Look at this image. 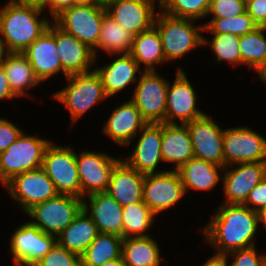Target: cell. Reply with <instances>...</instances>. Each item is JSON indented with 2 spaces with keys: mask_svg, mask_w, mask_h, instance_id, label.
I'll use <instances>...</instances> for the list:
<instances>
[{
  "mask_svg": "<svg viewBox=\"0 0 266 266\" xmlns=\"http://www.w3.org/2000/svg\"><path fill=\"white\" fill-rule=\"evenodd\" d=\"M259 225L257 212L244 205L223 204L203 230L217 253L253 247V237Z\"/></svg>",
  "mask_w": 266,
  "mask_h": 266,
  "instance_id": "obj_1",
  "label": "cell"
},
{
  "mask_svg": "<svg viewBox=\"0 0 266 266\" xmlns=\"http://www.w3.org/2000/svg\"><path fill=\"white\" fill-rule=\"evenodd\" d=\"M42 10L39 4L20 0H10L0 10V33L8 52H23L48 29L46 19H37Z\"/></svg>",
  "mask_w": 266,
  "mask_h": 266,
  "instance_id": "obj_2",
  "label": "cell"
},
{
  "mask_svg": "<svg viewBox=\"0 0 266 266\" xmlns=\"http://www.w3.org/2000/svg\"><path fill=\"white\" fill-rule=\"evenodd\" d=\"M158 14L154 26L159 31L166 61L184 56L193 48L207 44V39L199 33L204 26L195 27L192 24L195 20L174 17L164 12Z\"/></svg>",
  "mask_w": 266,
  "mask_h": 266,
  "instance_id": "obj_3",
  "label": "cell"
},
{
  "mask_svg": "<svg viewBox=\"0 0 266 266\" xmlns=\"http://www.w3.org/2000/svg\"><path fill=\"white\" fill-rule=\"evenodd\" d=\"M106 14L105 7L98 4L73 5L62 10L54 19L59 28L86 44L96 57L95 48L100 39L102 20Z\"/></svg>",
  "mask_w": 266,
  "mask_h": 266,
  "instance_id": "obj_4",
  "label": "cell"
},
{
  "mask_svg": "<svg viewBox=\"0 0 266 266\" xmlns=\"http://www.w3.org/2000/svg\"><path fill=\"white\" fill-rule=\"evenodd\" d=\"M50 141L23 132L18 139L0 153V181L6 184L14 176L41 168Z\"/></svg>",
  "mask_w": 266,
  "mask_h": 266,
  "instance_id": "obj_5",
  "label": "cell"
},
{
  "mask_svg": "<svg viewBox=\"0 0 266 266\" xmlns=\"http://www.w3.org/2000/svg\"><path fill=\"white\" fill-rule=\"evenodd\" d=\"M84 199L67 194H58L38 203L26 213L37 220L31 222L46 234L56 235L68 227L83 209Z\"/></svg>",
  "mask_w": 266,
  "mask_h": 266,
  "instance_id": "obj_6",
  "label": "cell"
},
{
  "mask_svg": "<svg viewBox=\"0 0 266 266\" xmlns=\"http://www.w3.org/2000/svg\"><path fill=\"white\" fill-rule=\"evenodd\" d=\"M66 78L69 86L58 91L54 97L67 106L72 122L77 121L90 107L107 97L100 76L95 70Z\"/></svg>",
  "mask_w": 266,
  "mask_h": 266,
  "instance_id": "obj_7",
  "label": "cell"
},
{
  "mask_svg": "<svg viewBox=\"0 0 266 266\" xmlns=\"http://www.w3.org/2000/svg\"><path fill=\"white\" fill-rule=\"evenodd\" d=\"M41 168L54 183L59 194L81 198L76 152L52 143L46 148Z\"/></svg>",
  "mask_w": 266,
  "mask_h": 266,
  "instance_id": "obj_8",
  "label": "cell"
},
{
  "mask_svg": "<svg viewBox=\"0 0 266 266\" xmlns=\"http://www.w3.org/2000/svg\"><path fill=\"white\" fill-rule=\"evenodd\" d=\"M168 86L156 71L141 74L131 101L147 124L166 123Z\"/></svg>",
  "mask_w": 266,
  "mask_h": 266,
  "instance_id": "obj_9",
  "label": "cell"
},
{
  "mask_svg": "<svg viewBox=\"0 0 266 266\" xmlns=\"http://www.w3.org/2000/svg\"><path fill=\"white\" fill-rule=\"evenodd\" d=\"M54 235L46 234L31 222L22 224L11 236V253L16 266H34L56 245Z\"/></svg>",
  "mask_w": 266,
  "mask_h": 266,
  "instance_id": "obj_10",
  "label": "cell"
},
{
  "mask_svg": "<svg viewBox=\"0 0 266 266\" xmlns=\"http://www.w3.org/2000/svg\"><path fill=\"white\" fill-rule=\"evenodd\" d=\"M224 168L234 163L266 161V139L244 127L224 130Z\"/></svg>",
  "mask_w": 266,
  "mask_h": 266,
  "instance_id": "obj_11",
  "label": "cell"
},
{
  "mask_svg": "<svg viewBox=\"0 0 266 266\" xmlns=\"http://www.w3.org/2000/svg\"><path fill=\"white\" fill-rule=\"evenodd\" d=\"M185 194L177 170L145 174L143 202L156 215L176 204Z\"/></svg>",
  "mask_w": 266,
  "mask_h": 266,
  "instance_id": "obj_12",
  "label": "cell"
},
{
  "mask_svg": "<svg viewBox=\"0 0 266 266\" xmlns=\"http://www.w3.org/2000/svg\"><path fill=\"white\" fill-rule=\"evenodd\" d=\"M14 199L18 200L25 213L34 205L56 197L54 183L42 168L23 172L5 184Z\"/></svg>",
  "mask_w": 266,
  "mask_h": 266,
  "instance_id": "obj_13",
  "label": "cell"
},
{
  "mask_svg": "<svg viewBox=\"0 0 266 266\" xmlns=\"http://www.w3.org/2000/svg\"><path fill=\"white\" fill-rule=\"evenodd\" d=\"M194 157L224 167V131L206 114L186 123Z\"/></svg>",
  "mask_w": 266,
  "mask_h": 266,
  "instance_id": "obj_14",
  "label": "cell"
},
{
  "mask_svg": "<svg viewBox=\"0 0 266 266\" xmlns=\"http://www.w3.org/2000/svg\"><path fill=\"white\" fill-rule=\"evenodd\" d=\"M119 161L106 154L90 151L82 152L79 156L76 154L81 198L88 194L106 191L112 170Z\"/></svg>",
  "mask_w": 266,
  "mask_h": 266,
  "instance_id": "obj_15",
  "label": "cell"
},
{
  "mask_svg": "<svg viewBox=\"0 0 266 266\" xmlns=\"http://www.w3.org/2000/svg\"><path fill=\"white\" fill-rule=\"evenodd\" d=\"M106 13L134 36L154 26V0H115L105 7Z\"/></svg>",
  "mask_w": 266,
  "mask_h": 266,
  "instance_id": "obj_16",
  "label": "cell"
},
{
  "mask_svg": "<svg viewBox=\"0 0 266 266\" xmlns=\"http://www.w3.org/2000/svg\"><path fill=\"white\" fill-rule=\"evenodd\" d=\"M237 169L226 171L224 177L225 204L243 205L254 187L266 177V161L239 163Z\"/></svg>",
  "mask_w": 266,
  "mask_h": 266,
  "instance_id": "obj_17",
  "label": "cell"
},
{
  "mask_svg": "<svg viewBox=\"0 0 266 266\" xmlns=\"http://www.w3.org/2000/svg\"><path fill=\"white\" fill-rule=\"evenodd\" d=\"M34 69L39 81L63 71L55 40V23L22 52Z\"/></svg>",
  "mask_w": 266,
  "mask_h": 266,
  "instance_id": "obj_18",
  "label": "cell"
},
{
  "mask_svg": "<svg viewBox=\"0 0 266 266\" xmlns=\"http://www.w3.org/2000/svg\"><path fill=\"white\" fill-rule=\"evenodd\" d=\"M176 79L171 86L169 83L167 91L166 123H176V116L182 124H186L204 115L196 108V94L187 80L184 71L177 68Z\"/></svg>",
  "mask_w": 266,
  "mask_h": 266,
  "instance_id": "obj_19",
  "label": "cell"
},
{
  "mask_svg": "<svg viewBox=\"0 0 266 266\" xmlns=\"http://www.w3.org/2000/svg\"><path fill=\"white\" fill-rule=\"evenodd\" d=\"M145 174L120 160L112 170L106 192L122 207L143 201Z\"/></svg>",
  "mask_w": 266,
  "mask_h": 266,
  "instance_id": "obj_20",
  "label": "cell"
},
{
  "mask_svg": "<svg viewBox=\"0 0 266 266\" xmlns=\"http://www.w3.org/2000/svg\"><path fill=\"white\" fill-rule=\"evenodd\" d=\"M55 40L65 76L89 72L95 62L93 50L55 24Z\"/></svg>",
  "mask_w": 266,
  "mask_h": 266,
  "instance_id": "obj_21",
  "label": "cell"
},
{
  "mask_svg": "<svg viewBox=\"0 0 266 266\" xmlns=\"http://www.w3.org/2000/svg\"><path fill=\"white\" fill-rule=\"evenodd\" d=\"M141 131L142 135L132 155L125 162L140 173H154L159 161H163L161 154L162 123L147 124Z\"/></svg>",
  "mask_w": 266,
  "mask_h": 266,
  "instance_id": "obj_22",
  "label": "cell"
},
{
  "mask_svg": "<svg viewBox=\"0 0 266 266\" xmlns=\"http://www.w3.org/2000/svg\"><path fill=\"white\" fill-rule=\"evenodd\" d=\"M147 123L143 120L140 111L129 100L115 108L104 126V133L121 145H129L137 134V129L142 130Z\"/></svg>",
  "mask_w": 266,
  "mask_h": 266,
  "instance_id": "obj_23",
  "label": "cell"
},
{
  "mask_svg": "<svg viewBox=\"0 0 266 266\" xmlns=\"http://www.w3.org/2000/svg\"><path fill=\"white\" fill-rule=\"evenodd\" d=\"M90 217L100 233L123 237V207L106 191L88 195Z\"/></svg>",
  "mask_w": 266,
  "mask_h": 266,
  "instance_id": "obj_24",
  "label": "cell"
},
{
  "mask_svg": "<svg viewBox=\"0 0 266 266\" xmlns=\"http://www.w3.org/2000/svg\"><path fill=\"white\" fill-rule=\"evenodd\" d=\"M161 154L164 162H176L175 170L194 157L187 124L162 123Z\"/></svg>",
  "mask_w": 266,
  "mask_h": 266,
  "instance_id": "obj_25",
  "label": "cell"
},
{
  "mask_svg": "<svg viewBox=\"0 0 266 266\" xmlns=\"http://www.w3.org/2000/svg\"><path fill=\"white\" fill-rule=\"evenodd\" d=\"M87 202L83 201V209L57 237V243L68 251L81 256L87 247L100 234L98 227L88 216Z\"/></svg>",
  "mask_w": 266,
  "mask_h": 266,
  "instance_id": "obj_26",
  "label": "cell"
},
{
  "mask_svg": "<svg viewBox=\"0 0 266 266\" xmlns=\"http://www.w3.org/2000/svg\"><path fill=\"white\" fill-rule=\"evenodd\" d=\"M139 68L131 54L123 53L108 66L97 68L95 71L100 76L106 96L110 97L124 89L130 82H135Z\"/></svg>",
  "mask_w": 266,
  "mask_h": 266,
  "instance_id": "obj_27",
  "label": "cell"
},
{
  "mask_svg": "<svg viewBox=\"0 0 266 266\" xmlns=\"http://www.w3.org/2000/svg\"><path fill=\"white\" fill-rule=\"evenodd\" d=\"M224 167L214 163L193 157L182 165L177 171L184 186L185 193L187 188L198 190H211L219 181L218 170Z\"/></svg>",
  "mask_w": 266,
  "mask_h": 266,
  "instance_id": "obj_28",
  "label": "cell"
},
{
  "mask_svg": "<svg viewBox=\"0 0 266 266\" xmlns=\"http://www.w3.org/2000/svg\"><path fill=\"white\" fill-rule=\"evenodd\" d=\"M2 64L10 88L16 96H24L26 87L31 88L40 83L28 58L22 52H8Z\"/></svg>",
  "mask_w": 266,
  "mask_h": 266,
  "instance_id": "obj_29",
  "label": "cell"
},
{
  "mask_svg": "<svg viewBox=\"0 0 266 266\" xmlns=\"http://www.w3.org/2000/svg\"><path fill=\"white\" fill-rule=\"evenodd\" d=\"M138 63H144L146 72L155 71L154 64L166 62L159 31L155 26L134 36L130 53Z\"/></svg>",
  "mask_w": 266,
  "mask_h": 266,
  "instance_id": "obj_30",
  "label": "cell"
},
{
  "mask_svg": "<svg viewBox=\"0 0 266 266\" xmlns=\"http://www.w3.org/2000/svg\"><path fill=\"white\" fill-rule=\"evenodd\" d=\"M122 258L126 266H159V247L151 237L123 238Z\"/></svg>",
  "mask_w": 266,
  "mask_h": 266,
  "instance_id": "obj_31",
  "label": "cell"
},
{
  "mask_svg": "<svg viewBox=\"0 0 266 266\" xmlns=\"http://www.w3.org/2000/svg\"><path fill=\"white\" fill-rule=\"evenodd\" d=\"M123 237L100 233L80 256L81 266H102L122 257Z\"/></svg>",
  "mask_w": 266,
  "mask_h": 266,
  "instance_id": "obj_32",
  "label": "cell"
},
{
  "mask_svg": "<svg viewBox=\"0 0 266 266\" xmlns=\"http://www.w3.org/2000/svg\"><path fill=\"white\" fill-rule=\"evenodd\" d=\"M134 35L123 29L107 14L103 17L100 39L97 48L110 54H130L133 47Z\"/></svg>",
  "mask_w": 266,
  "mask_h": 266,
  "instance_id": "obj_33",
  "label": "cell"
},
{
  "mask_svg": "<svg viewBox=\"0 0 266 266\" xmlns=\"http://www.w3.org/2000/svg\"><path fill=\"white\" fill-rule=\"evenodd\" d=\"M154 217L155 214L143 201L124 206L123 238L149 236L144 232L150 228Z\"/></svg>",
  "mask_w": 266,
  "mask_h": 266,
  "instance_id": "obj_34",
  "label": "cell"
},
{
  "mask_svg": "<svg viewBox=\"0 0 266 266\" xmlns=\"http://www.w3.org/2000/svg\"><path fill=\"white\" fill-rule=\"evenodd\" d=\"M266 27H258L254 31L240 36L241 64H247L258 71L266 61Z\"/></svg>",
  "mask_w": 266,
  "mask_h": 266,
  "instance_id": "obj_35",
  "label": "cell"
},
{
  "mask_svg": "<svg viewBox=\"0 0 266 266\" xmlns=\"http://www.w3.org/2000/svg\"><path fill=\"white\" fill-rule=\"evenodd\" d=\"M211 0H158L159 8L166 14L188 19H201L207 16Z\"/></svg>",
  "mask_w": 266,
  "mask_h": 266,
  "instance_id": "obj_36",
  "label": "cell"
},
{
  "mask_svg": "<svg viewBox=\"0 0 266 266\" xmlns=\"http://www.w3.org/2000/svg\"><path fill=\"white\" fill-rule=\"evenodd\" d=\"M258 28V25L245 11L243 14L232 18H213L204 26V30L213 34H234L243 36Z\"/></svg>",
  "mask_w": 266,
  "mask_h": 266,
  "instance_id": "obj_37",
  "label": "cell"
},
{
  "mask_svg": "<svg viewBox=\"0 0 266 266\" xmlns=\"http://www.w3.org/2000/svg\"><path fill=\"white\" fill-rule=\"evenodd\" d=\"M240 36L234 34H215L211 48L217 56V61L226 60L229 63L240 64Z\"/></svg>",
  "mask_w": 266,
  "mask_h": 266,
  "instance_id": "obj_38",
  "label": "cell"
},
{
  "mask_svg": "<svg viewBox=\"0 0 266 266\" xmlns=\"http://www.w3.org/2000/svg\"><path fill=\"white\" fill-rule=\"evenodd\" d=\"M34 266H81L80 256L58 243Z\"/></svg>",
  "mask_w": 266,
  "mask_h": 266,
  "instance_id": "obj_39",
  "label": "cell"
},
{
  "mask_svg": "<svg viewBox=\"0 0 266 266\" xmlns=\"http://www.w3.org/2000/svg\"><path fill=\"white\" fill-rule=\"evenodd\" d=\"M245 11L244 0H211L207 15L213 14V18H232Z\"/></svg>",
  "mask_w": 266,
  "mask_h": 266,
  "instance_id": "obj_40",
  "label": "cell"
},
{
  "mask_svg": "<svg viewBox=\"0 0 266 266\" xmlns=\"http://www.w3.org/2000/svg\"><path fill=\"white\" fill-rule=\"evenodd\" d=\"M255 249V246H253L228 253L230 256L236 255L230 266H264L266 264V255L258 256Z\"/></svg>",
  "mask_w": 266,
  "mask_h": 266,
  "instance_id": "obj_41",
  "label": "cell"
},
{
  "mask_svg": "<svg viewBox=\"0 0 266 266\" xmlns=\"http://www.w3.org/2000/svg\"><path fill=\"white\" fill-rule=\"evenodd\" d=\"M22 134L11 122L0 118V153L10 147Z\"/></svg>",
  "mask_w": 266,
  "mask_h": 266,
  "instance_id": "obj_42",
  "label": "cell"
},
{
  "mask_svg": "<svg viewBox=\"0 0 266 266\" xmlns=\"http://www.w3.org/2000/svg\"><path fill=\"white\" fill-rule=\"evenodd\" d=\"M251 203L255 206L249 207ZM243 205L251 208L256 212L259 209L266 207V177L254 187Z\"/></svg>",
  "mask_w": 266,
  "mask_h": 266,
  "instance_id": "obj_43",
  "label": "cell"
},
{
  "mask_svg": "<svg viewBox=\"0 0 266 266\" xmlns=\"http://www.w3.org/2000/svg\"><path fill=\"white\" fill-rule=\"evenodd\" d=\"M246 12L258 27H266V0L246 2Z\"/></svg>",
  "mask_w": 266,
  "mask_h": 266,
  "instance_id": "obj_44",
  "label": "cell"
},
{
  "mask_svg": "<svg viewBox=\"0 0 266 266\" xmlns=\"http://www.w3.org/2000/svg\"><path fill=\"white\" fill-rule=\"evenodd\" d=\"M46 5H49L51 15L53 18L58 15L62 10L68 7L73 6V0H44L40 6L45 8Z\"/></svg>",
  "mask_w": 266,
  "mask_h": 266,
  "instance_id": "obj_45",
  "label": "cell"
},
{
  "mask_svg": "<svg viewBox=\"0 0 266 266\" xmlns=\"http://www.w3.org/2000/svg\"><path fill=\"white\" fill-rule=\"evenodd\" d=\"M17 97L11 90L7 76L3 69V64L0 63V99H10Z\"/></svg>",
  "mask_w": 266,
  "mask_h": 266,
  "instance_id": "obj_46",
  "label": "cell"
},
{
  "mask_svg": "<svg viewBox=\"0 0 266 266\" xmlns=\"http://www.w3.org/2000/svg\"><path fill=\"white\" fill-rule=\"evenodd\" d=\"M227 256L228 254L216 253L209 260H207L202 266H228Z\"/></svg>",
  "mask_w": 266,
  "mask_h": 266,
  "instance_id": "obj_47",
  "label": "cell"
},
{
  "mask_svg": "<svg viewBox=\"0 0 266 266\" xmlns=\"http://www.w3.org/2000/svg\"><path fill=\"white\" fill-rule=\"evenodd\" d=\"M258 222H263L266 226V207H263L257 211Z\"/></svg>",
  "mask_w": 266,
  "mask_h": 266,
  "instance_id": "obj_48",
  "label": "cell"
},
{
  "mask_svg": "<svg viewBox=\"0 0 266 266\" xmlns=\"http://www.w3.org/2000/svg\"><path fill=\"white\" fill-rule=\"evenodd\" d=\"M102 266H126V265L124 264L123 258L121 257V258L106 262Z\"/></svg>",
  "mask_w": 266,
  "mask_h": 266,
  "instance_id": "obj_49",
  "label": "cell"
},
{
  "mask_svg": "<svg viewBox=\"0 0 266 266\" xmlns=\"http://www.w3.org/2000/svg\"><path fill=\"white\" fill-rule=\"evenodd\" d=\"M5 47H6V46H5L3 40H2V38H1V36H0V63H2L3 60H4V57H6V56H4V55H7V54H8V51L6 50ZM5 52H6V53H5Z\"/></svg>",
  "mask_w": 266,
  "mask_h": 266,
  "instance_id": "obj_50",
  "label": "cell"
},
{
  "mask_svg": "<svg viewBox=\"0 0 266 266\" xmlns=\"http://www.w3.org/2000/svg\"><path fill=\"white\" fill-rule=\"evenodd\" d=\"M259 73L260 78L265 81L266 80V61L263 66L257 71Z\"/></svg>",
  "mask_w": 266,
  "mask_h": 266,
  "instance_id": "obj_51",
  "label": "cell"
},
{
  "mask_svg": "<svg viewBox=\"0 0 266 266\" xmlns=\"http://www.w3.org/2000/svg\"><path fill=\"white\" fill-rule=\"evenodd\" d=\"M94 4V0H73V5H90Z\"/></svg>",
  "mask_w": 266,
  "mask_h": 266,
  "instance_id": "obj_52",
  "label": "cell"
},
{
  "mask_svg": "<svg viewBox=\"0 0 266 266\" xmlns=\"http://www.w3.org/2000/svg\"><path fill=\"white\" fill-rule=\"evenodd\" d=\"M114 1L115 0H94V4H98V5L106 7L107 5H109L110 3Z\"/></svg>",
  "mask_w": 266,
  "mask_h": 266,
  "instance_id": "obj_53",
  "label": "cell"
},
{
  "mask_svg": "<svg viewBox=\"0 0 266 266\" xmlns=\"http://www.w3.org/2000/svg\"><path fill=\"white\" fill-rule=\"evenodd\" d=\"M22 2H26V3H35V4H41L44 0H20Z\"/></svg>",
  "mask_w": 266,
  "mask_h": 266,
  "instance_id": "obj_54",
  "label": "cell"
}]
</instances>
